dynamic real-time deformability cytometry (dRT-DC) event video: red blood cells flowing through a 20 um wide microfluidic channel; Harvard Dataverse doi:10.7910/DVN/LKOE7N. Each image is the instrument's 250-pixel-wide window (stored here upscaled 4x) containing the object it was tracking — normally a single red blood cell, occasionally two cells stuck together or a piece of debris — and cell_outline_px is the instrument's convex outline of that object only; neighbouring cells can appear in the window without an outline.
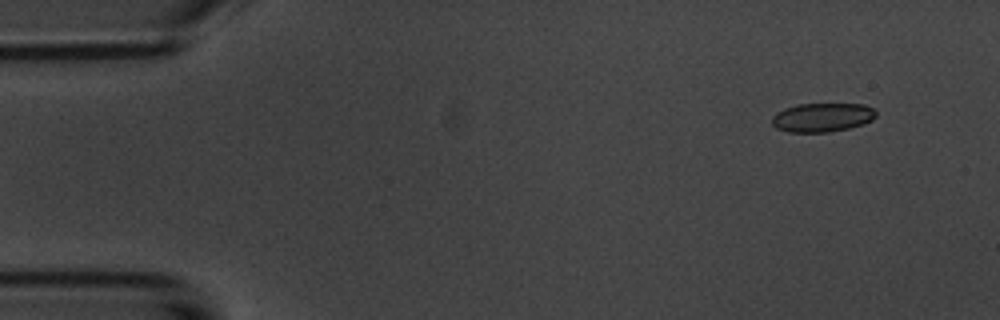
{"species": "common noctule bat (a hibernating species)", "species_latin": "Nyctalus noctula", "temperature_condition": "room temperature", "stored_images_in_passage": 3, "camera_frame_rate_fps": 3000, "um_per_image_px": 0.085, "animal": {"sex": "male", "body_mass_g": 20.1, "forearm_length_mm": 53.5}, "frame": {"image": 1, "passage_image": 1, "time_ms": 0.0, "image_size_px": [1000, 320], "cell_outline_px": [[876, 116], [872, 120], [864, 124], [848, 128], [828, 132], [788, 132], [776, 128], [772, 124], [772, 116], [776, 112], [784, 108], [796, 104], [864, 104], [872, 108], [876, 112]], "centroid_in_image_um": [69.87, 9.98], "position_along_channel_um": 15.1, "area_um2": 17.63}}